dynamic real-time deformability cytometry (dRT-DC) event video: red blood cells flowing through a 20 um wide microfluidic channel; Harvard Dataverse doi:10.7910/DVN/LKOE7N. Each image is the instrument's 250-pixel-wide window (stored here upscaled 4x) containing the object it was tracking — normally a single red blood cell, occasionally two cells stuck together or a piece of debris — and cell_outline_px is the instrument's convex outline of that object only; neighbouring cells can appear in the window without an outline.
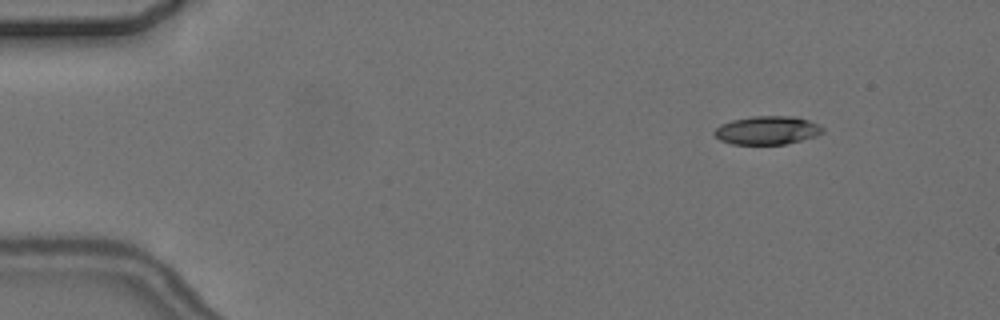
{"species": "common noctule bat (a hibernating species)", "species_latin": "Nyctalus noctula", "temperature_condition": "cold", "stored_images_in_passage": 5, "camera_frame_rate_fps": 3000, "um_per_image_px": 0.085, "animal": {"sex": "female", "body_mass_g": 24.6, "forearm_length_mm": 56.2}, "frame": {"image": 1, "passage_image": 1, "time_ms": 0.0, "image_size_px": [1000, 320], "cell_outline_px": [[824, 132], [816, 136], [784, 144], [732, 144], [720, 140], [712, 132], [720, 124], [732, 120], [752, 116], [796, 116], [820, 124], [824, 128]], "centroid_in_image_um": [65.22, 11.06], "position_along_channel_um": 19.8, "area_um2": 18.03}}
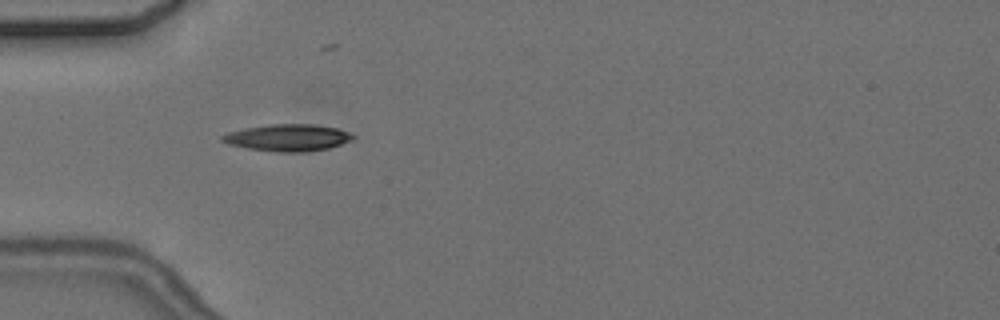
{"frame": {"image": 2, "passage_image": 4, "time_ms": 3.667, "image_size_px": [1000, 320], "cell_outline_px": [[356, 136], [352, 140], [328, 148], [308, 152], [280, 152], [248, 148], [228, 144], [220, 140], [220, 136], [228, 132], [268, 124], [312, 124], [336, 128], [348, 132]], "centroid_in_image_um": [24.46, 11.7], "position_along_channel_um": 60.5, "area_um2": 20.35}}
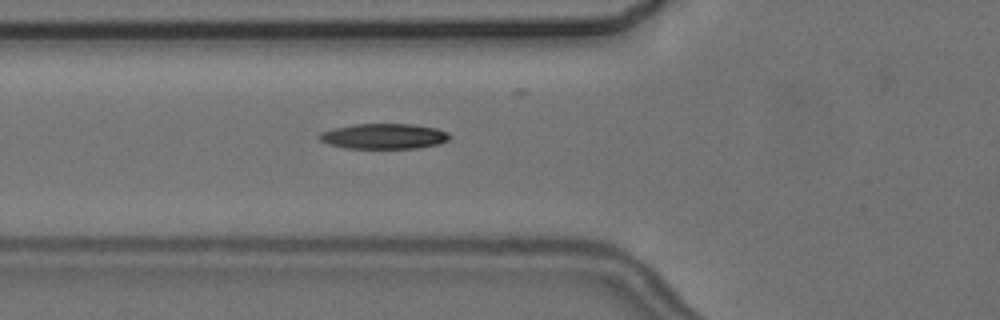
{"frame": {"image": 3, "passage_image": 5, "time_ms": 4.667, "image_size_px": [1000, 320], "cell_outline_px": [[452, 136], [448, 140], [440, 144], [416, 148], [344, 148], [328, 144], [320, 140], [316, 136], [320, 132], [352, 124], [412, 124], [436, 128], [448, 132]], "centroid_in_image_um": [32.63, 11.58], "position_along_channel_um": 93.2, "area_um2": 19.36}}